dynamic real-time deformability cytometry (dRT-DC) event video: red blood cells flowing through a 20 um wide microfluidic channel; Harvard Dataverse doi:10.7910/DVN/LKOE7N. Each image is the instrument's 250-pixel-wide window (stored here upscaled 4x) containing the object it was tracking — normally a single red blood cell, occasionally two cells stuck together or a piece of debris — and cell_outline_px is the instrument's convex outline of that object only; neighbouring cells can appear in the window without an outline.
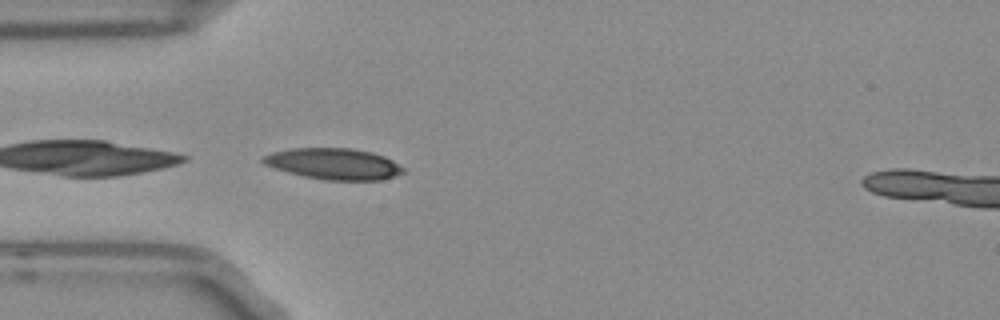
{"species": "Egyptian fruit bat (a non-hibernating species)", "species_latin": "Rousettus aegyptiacus", "temperature_condition": "room temperature", "stored_images_in_passage": 20, "camera_frame_rate_fps": 3000, "um_per_image_px": 0.085, "frame": {"image": 1, "passage_image": 1, "time_ms": 0.0, "image_size_px": [1000, 320], "cell_outline_px": [[404, 172], [380, 180], [324, 180], [304, 176], [288, 172], [264, 164], [260, 160], [264, 156], [272, 152], [292, 148], [352, 148], [372, 152], [384, 156], [392, 160], [404, 168]], "centroid_in_image_um": [28.36, 13.92], "position_along_channel_um": 56.6, "area_um2": 25.32}}
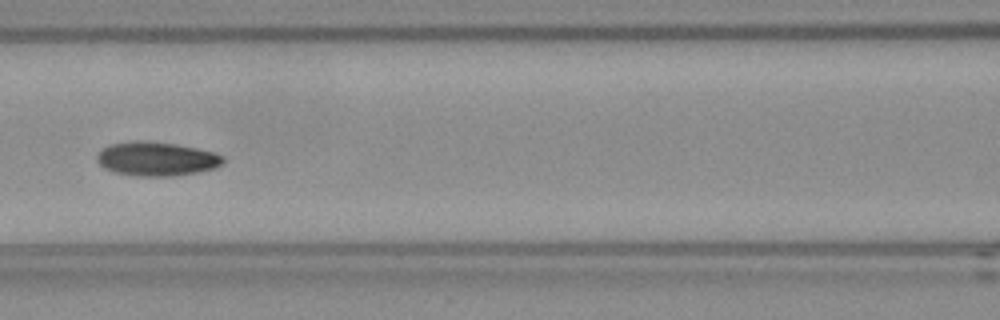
{"frame": {"image": 2, "passage_image": 9, "time_ms": 2.667, "image_size_px": [1000, 320], "cell_outline_px": [[224, 164], [216, 168], [196, 172], [172, 176], [136, 176], [116, 172], [104, 168], [96, 160], [96, 156], [104, 148], [112, 144], [136, 140], [148, 140], [176, 144], [196, 148], [212, 152], [224, 156]], "centroid_in_image_um": [13.33, 13.5], "position_along_channel_um": 153.3, "area_um2": 24.97}}